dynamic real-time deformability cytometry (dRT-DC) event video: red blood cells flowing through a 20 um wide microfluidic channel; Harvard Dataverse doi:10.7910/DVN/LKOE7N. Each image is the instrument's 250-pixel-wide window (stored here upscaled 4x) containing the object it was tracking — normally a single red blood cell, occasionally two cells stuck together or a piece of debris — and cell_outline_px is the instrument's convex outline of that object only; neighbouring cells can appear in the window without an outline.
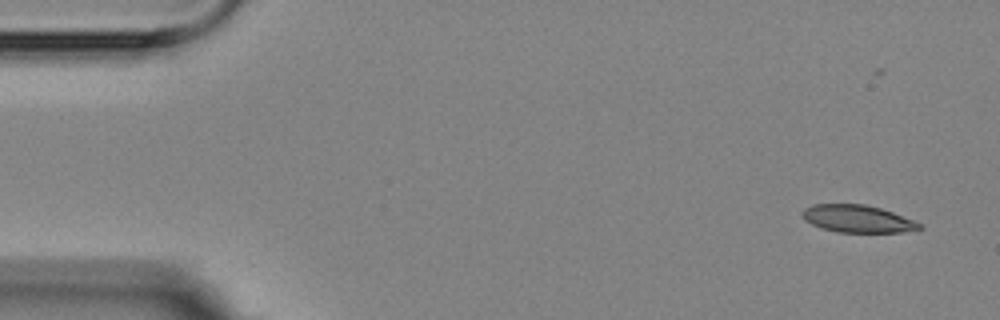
{"species": "Egyptian fruit bat (a non-hibernating species)", "species_latin": "Rousettus aegyptiacus", "temperature_condition": "room temperature", "stored_images_in_passage": 6, "camera_frame_rate_fps": 3000, "um_per_image_px": 0.085, "animal": {"sex": "female"}, "frame": {"image": 1, "passage_image": 1, "time_ms": 0.0, "image_size_px": [1000, 320], "cell_outline_px": [[924, 228], [904, 232], [836, 232], [820, 228], [804, 220], [800, 216], [800, 212], [804, 208], [812, 204], [864, 204], [880, 208], [892, 212], [912, 220], [920, 224]], "centroid_in_image_um": [72.82, 18.59], "position_along_channel_um": 12.2, "area_um2": 18.79}}